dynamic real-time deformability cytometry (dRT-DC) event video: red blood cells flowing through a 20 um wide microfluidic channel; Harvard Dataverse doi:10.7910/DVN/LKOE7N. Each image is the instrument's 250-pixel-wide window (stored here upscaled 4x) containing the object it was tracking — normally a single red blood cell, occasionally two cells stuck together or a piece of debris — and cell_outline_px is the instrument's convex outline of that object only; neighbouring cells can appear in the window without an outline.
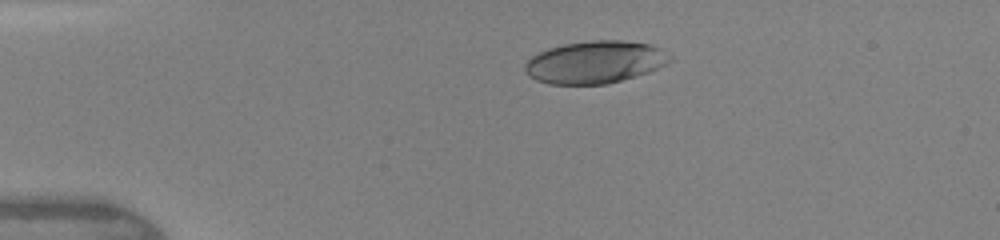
{"species": "human", "species_latin": "Homo sapiens", "temperature_condition": "warm", "stored_images_in_passage": 14, "camera_frame_rate_fps": 3000, "um_per_image_px": 0.085, "donor": {"sex": "female"}, "frame": {"image": 1, "passage_image": 7, "time_ms": 3.0, "image_size_px": [1000, 240], "cell_outline_px": [[672, 60], [648, 72], [636, 76], [608, 84], [548, 84], [536, 80], [528, 76], [524, 72], [524, 64], [532, 56], [548, 48], [564, 44], [592, 40], [620, 40], [648, 44], [660, 48], [672, 56]], "centroid_in_image_um": [50.55, 5.29], "position_along_channel_um": 34.5, "area_um2": 35.84}}
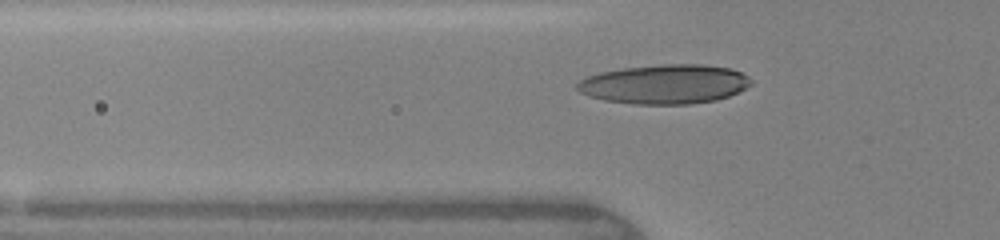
{"frame": {"image": 2, "passage_image": 12, "time_ms": 5.0, "image_size_px": [1000, 240], "cell_outline_px": [[752, 84], [728, 96], [716, 100], [688, 104], [636, 104], [604, 100], [580, 92], [576, 88], [576, 84], [580, 80], [588, 76], [600, 72], [624, 68], [660, 64], [704, 64], [732, 68], [748, 76], [752, 80]], "centroid_in_image_um": [56.51, 7.14], "position_along_channel_um": 69.3, "area_um2": 39.77}}